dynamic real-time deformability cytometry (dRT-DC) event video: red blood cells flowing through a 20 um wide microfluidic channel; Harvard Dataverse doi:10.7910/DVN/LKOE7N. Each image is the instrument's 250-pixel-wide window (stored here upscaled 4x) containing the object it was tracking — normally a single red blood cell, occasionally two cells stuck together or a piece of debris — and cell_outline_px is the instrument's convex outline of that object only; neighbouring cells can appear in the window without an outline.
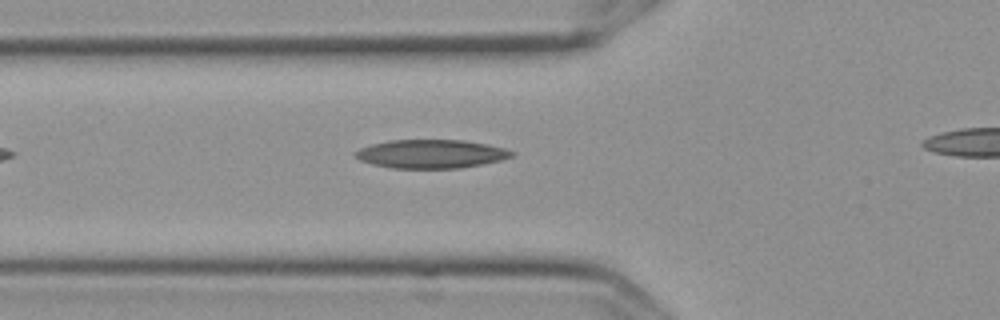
{"species": "Egyptian fruit bat (a non-hibernating species)", "species_latin": "Rousettus aegyptiacus", "temperature_condition": "cold", "stored_images_in_passage": 3, "camera_frame_rate_fps": 3000, "um_per_image_px": 0.085, "frame": {"image": 1, "passage_image": 3, "time_ms": 0.667, "image_size_px": [1000, 320], "cell_outline_px": [[516, 152], [512, 156], [500, 160], [460, 168], [392, 168], [372, 164], [360, 160], [352, 156], [352, 152], [360, 148], [372, 144], [388, 140], [464, 140], [488, 144], [504, 148]], "centroid_in_image_um": [36.59, 13.07], "position_along_channel_um": 89.2, "area_um2": 26.13}}